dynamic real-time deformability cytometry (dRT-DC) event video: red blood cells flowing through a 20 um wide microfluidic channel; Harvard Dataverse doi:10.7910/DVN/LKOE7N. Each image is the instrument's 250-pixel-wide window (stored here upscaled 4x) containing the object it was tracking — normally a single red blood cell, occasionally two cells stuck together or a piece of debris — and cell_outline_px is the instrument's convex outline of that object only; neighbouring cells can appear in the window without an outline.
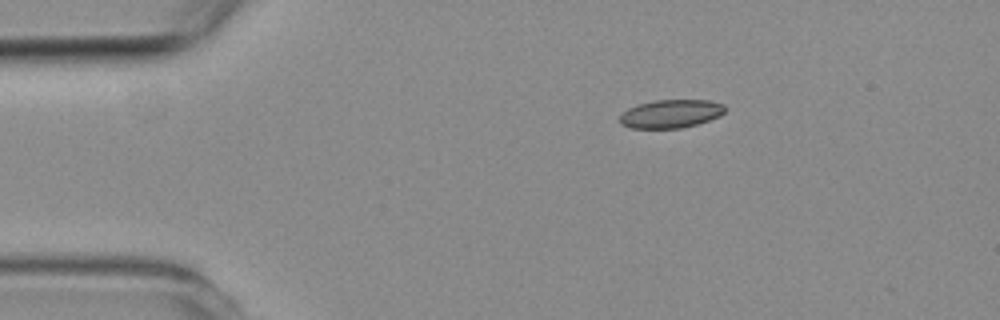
{"species": "common noctule bat (a hibernating species)", "species_latin": "Nyctalus noctula", "temperature_condition": "room temperature", "stored_images_in_passage": 6, "camera_frame_rate_fps": 3000, "um_per_image_px": 0.085, "animal": {"sex": "female", "body_mass_g": 19.3, "forearm_length_mm": 54.1}, "frame": {"image": 1, "passage_image": 1, "time_ms": 0.0, "image_size_px": [1000, 320], "cell_outline_px": [[724, 112], [720, 116], [696, 124], [680, 128], [632, 128], [620, 124], [620, 116], [628, 108], [636, 104], [656, 100], [708, 100], [724, 104]], "centroid_in_image_um": [57.0, 9.66], "position_along_channel_um": 28.0, "area_um2": 17.28}}
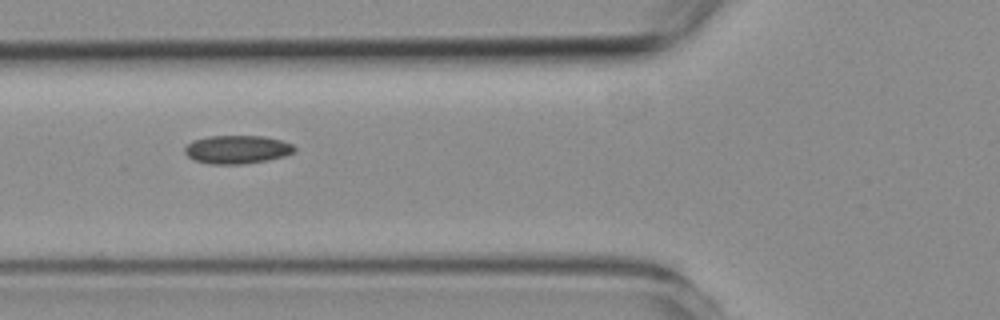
{"frame": {"image": 2, "passage_image": 4, "time_ms": 3.333, "image_size_px": [1000, 320], "cell_outline_px": [[296, 152], [284, 156], [268, 160], [244, 164], [208, 164], [196, 160], [188, 156], [184, 152], [184, 148], [192, 140], [208, 136], [264, 136], [280, 140], [292, 144], [296, 148]], "centroid_in_image_um": [20.16, 12.7], "position_along_channel_um": 105.6, "area_um2": 18.21}}
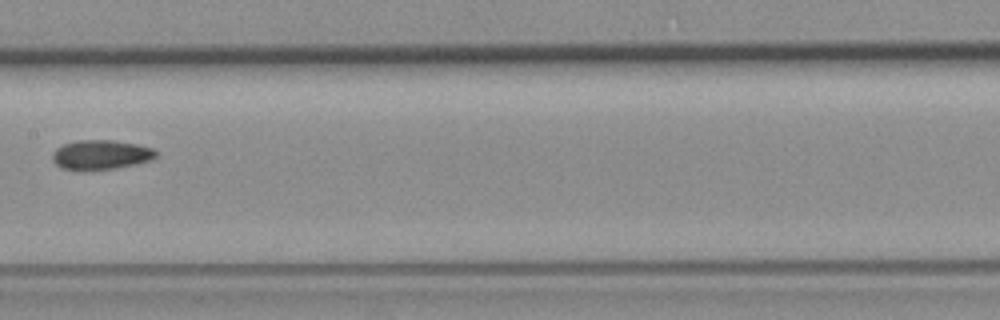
{"frame": {"image": 3, "passage_image": 6, "time_ms": 5.667, "image_size_px": [1000, 320], "cell_outline_px": [[156, 156], [152, 160], [136, 164], [112, 168], [64, 168], [56, 164], [52, 160], [52, 152], [56, 148], [64, 144], [80, 140], [112, 140], [136, 144], [152, 148], [156, 152]], "centroid_in_image_um": [8.59, 13.12], "position_along_channel_um": 198.8, "area_um2": 17.22}}